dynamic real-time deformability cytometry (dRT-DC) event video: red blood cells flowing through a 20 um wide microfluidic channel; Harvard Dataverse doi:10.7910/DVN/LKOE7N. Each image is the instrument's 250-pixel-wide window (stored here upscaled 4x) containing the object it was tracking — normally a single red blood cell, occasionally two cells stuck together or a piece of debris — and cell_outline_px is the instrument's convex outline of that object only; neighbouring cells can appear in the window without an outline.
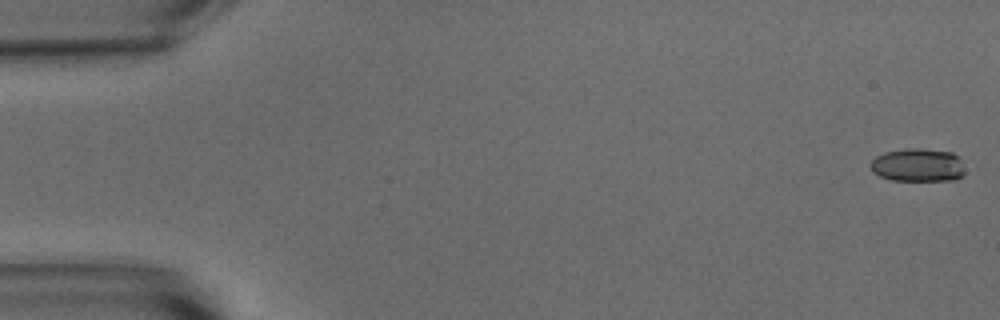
{"species": "common noctule bat (a hibernating species)", "species_latin": "Nyctalus noctula", "temperature_condition": "warm", "stored_images_in_passage": 54, "camera_frame_rate_fps": 3000, "um_per_image_px": 0.085, "animal": {"sex": "male", "body_mass_g": 15.6}, "frame": {"image": 1, "passage_image": 1, "time_ms": 0.0, "image_size_px": [1000, 320], "cell_outline_px": [[964, 172], [956, 180], [892, 180], [880, 176], [872, 172], [868, 164], [876, 156], [884, 152], [908, 148], [920, 148], [952, 152], [956, 156]], "centroid_in_image_um": [77.94, 14.03], "position_along_channel_um": 7.1, "area_um2": 18.15}}
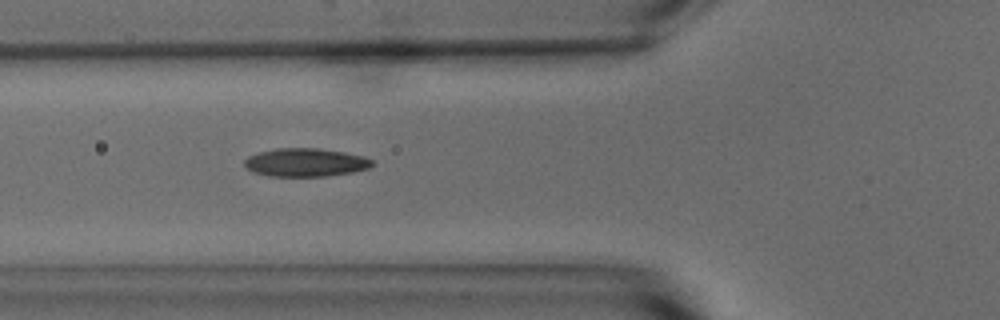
{"frame": {"image": 2, "passage_image": 20, "time_ms": 6.333, "image_size_px": [1000, 320], "cell_outline_px": [[376, 164], [368, 168], [352, 172], [324, 176], [268, 176], [252, 172], [244, 164], [244, 160], [248, 156], [260, 152], [276, 148], [316, 148], [344, 152], [364, 156], [372, 160]], "centroid_in_image_um": [25.97, 13.8], "position_along_channel_um": 99.8, "area_um2": 21.04}}
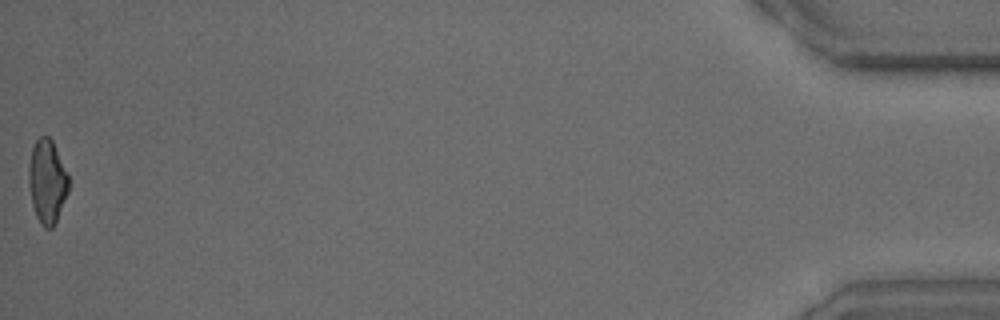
{"frame": {"image": 3, "passage_image": 54, "time_ms": 17.667, "image_size_px": [1000, 320], "cell_outline_px": [[68, 192], [56, 224], [52, 228], [44, 228], [40, 224], [36, 216], [32, 204], [28, 180], [28, 164], [32, 148], [36, 140], [40, 136], [48, 136], [52, 140], [68, 176]], "centroid_in_image_um": [3.99, 15.46], "position_along_channel_um": 431.2, "area_um2": 19.48}, "authors_computed_cell_mechanics": {"area_um2": 19.941, "velocity_mm_per_s": 3.7863, "shape_relaxation_time_tau1_ms": 5.87, "shape_relaxation_time_tau2_ms": 2.3656, "deformation_change_tau1": 0.1742, "deformation_change_tau2": 0.1009}}